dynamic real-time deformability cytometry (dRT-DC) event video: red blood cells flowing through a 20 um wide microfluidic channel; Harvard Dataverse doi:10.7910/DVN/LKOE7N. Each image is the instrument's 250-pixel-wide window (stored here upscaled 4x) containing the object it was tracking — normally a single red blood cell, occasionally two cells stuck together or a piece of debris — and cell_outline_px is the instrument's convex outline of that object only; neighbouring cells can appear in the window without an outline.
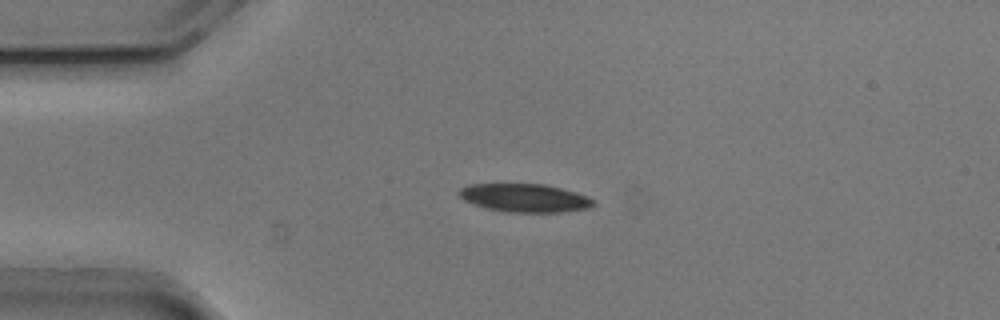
{"species": "common noctule bat (a hibernating species)", "species_latin": "Nyctalus noctula", "temperature_condition": "cold", "stored_images_in_passage": 42, "camera_frame_rate_fps": 3000, "um_per_image_px": 0.085, "animal": {"sex": "male", "body_mass_g": 20.5, "forearm_length_mm": 52.5}, "frame": {"image": 1, "passage_image": 1, "time_ms": 0.0, "image_size_px": [1000, 320], "cell_outline_px": [[596, 204], [588, 208], [560, 212], [504, 212], [488, 208], [464, 200], [460, 196], [460, 188], [468, 184], [544, 184], [576, 192], [588, 196]], "centroid_in_image_um": [44.62, 16.82], "position_along_channel_um": 40.4, "area_um2": 21.91}}
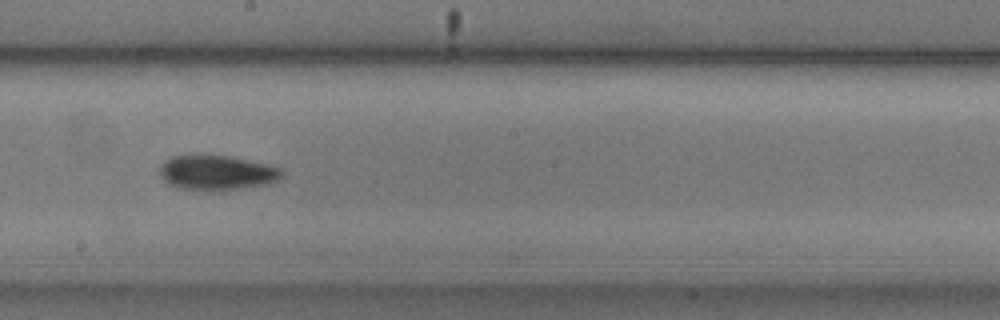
{"frame": {"image": 2, "passage_image": 18, "time_ms": 5.667, "image_size_px": [1000, 320], "cell_outline_px": [[284, 172], [272, 184], [244, 188], [212, 192], [208, 192], [180, 188], [164, 180], [160, 172], [160, 164], [164, 160], [172, 156], [196, 152], [200, 152], [228, 156], [264, 164], [280, 168]], "centroid_in_image_um": [18.38, 14.66], "position_along_channel_um": 229.8, "area_um2": 25.55}}
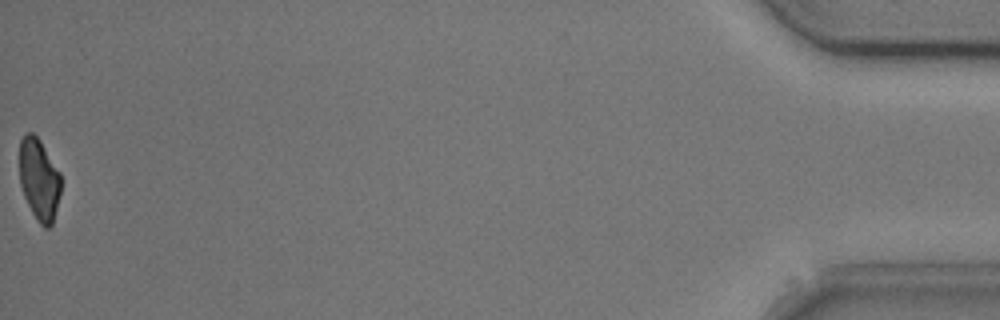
{"frame": {"image": 3, "passage_image": 42, "time_ms": 13.667, "image_size_px": [1000, 320], "cell_outline_px": [[60, 192], [52, 224], [48, 228], [44, 228], [36, 220], [24, 196], [20, 184], [20, 140], [24, 132], [32, 132], [40, 140], [60, 172]], "centroid_in_image_um": [3.31, 15.23], "position_along_channel_um": 431.9, "area_um2": 19.65}, "authors_computed_cell_mechanics": {"area_um2": 23.409, "velocity_mm_per_s": 3.7742, "shape_relaxation_time_tau1_ms": 2.3279, "shape_relaxation_time_tau2_ms": 8.2517, "deformation_change_tau1": 0.1066, "deformation_change_tau2": 0.127}}